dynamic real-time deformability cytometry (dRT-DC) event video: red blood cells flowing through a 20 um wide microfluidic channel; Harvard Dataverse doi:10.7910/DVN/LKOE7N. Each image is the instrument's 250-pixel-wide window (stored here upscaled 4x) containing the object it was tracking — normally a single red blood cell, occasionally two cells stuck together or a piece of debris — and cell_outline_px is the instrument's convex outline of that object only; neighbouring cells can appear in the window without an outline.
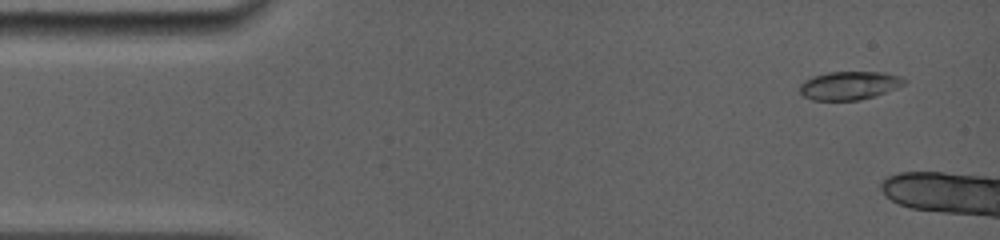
{"species": "common noctule bat (a hibernating species)", "species_latin": "Nyctalus noctula", "temperature_condition": "room temperature", "stored_images_in_passage": 26, "camera_frame_rate_fps": 5000, "um_per_image_px": 0.085, "animal": {"sex": "female", "body_mass_g": 19.0, "forearm_length_mm": 56.7}, "frame": {"image": 1, "passage_image": 3, "time_ms": 0.6, "image_size_px": [1000, 240], "cell_outline_px": [[904, 84], [896, 88], [876, 96], [860, 100], [812, 100], [804, 96], [800, 92], [800, 84], [804, 80], [812, 76], [828, 72], [884, 72], [900, 76], [904, 80]], "centroid_in_image_um": [72.17, 7.27], "position_along_channel_um": 12.8, "area_um2": 17.28}}
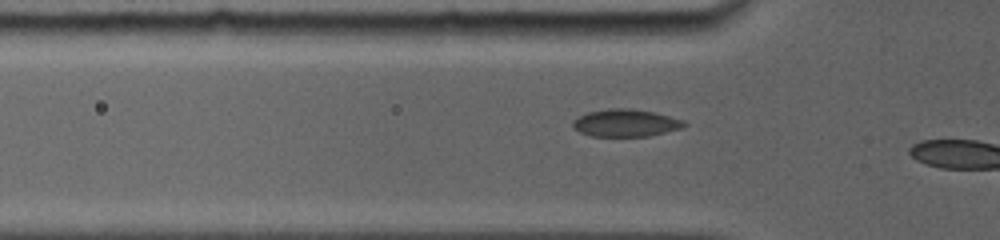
{"frame": {"image": 2, "passage_image": 17, "time_ms": 4.6, "image_size_px": [1000, 240], "cell_outline_px": [[688, 124], [684, 128], [648, 136], [592, 136], [580, 132], [572, 128], [572, 120], [588, 112], [612, 108], [632, 108], [652, 112], [684, 120]], "centroid_in_image_um": [53.19, 10.45], "position_along_channel_um": 72.6, "area_um2": 17.8}}
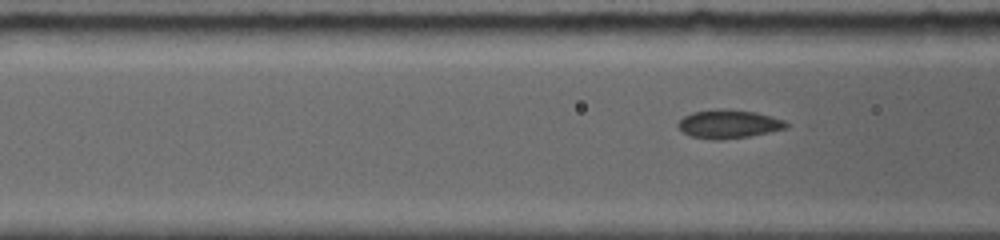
{"frame": {"image": 3, "passage_image": 21, "time_ms": 5.4, "image_size_px": [1000, 240], "cell_outline_px": [[788, 128], [748, 136], [720, 140], [712, 140], [692, 136], [684, 132], [676, 124], [684, 116], [692, 112], [720, 108], [728, 108], [756, 112], [772, 116], [784, 120], [788, 124]], "centroid_in_image_um": [61.94, 10.52], "position_along_channel_um": 104.7, "area_um2": 18.03}}